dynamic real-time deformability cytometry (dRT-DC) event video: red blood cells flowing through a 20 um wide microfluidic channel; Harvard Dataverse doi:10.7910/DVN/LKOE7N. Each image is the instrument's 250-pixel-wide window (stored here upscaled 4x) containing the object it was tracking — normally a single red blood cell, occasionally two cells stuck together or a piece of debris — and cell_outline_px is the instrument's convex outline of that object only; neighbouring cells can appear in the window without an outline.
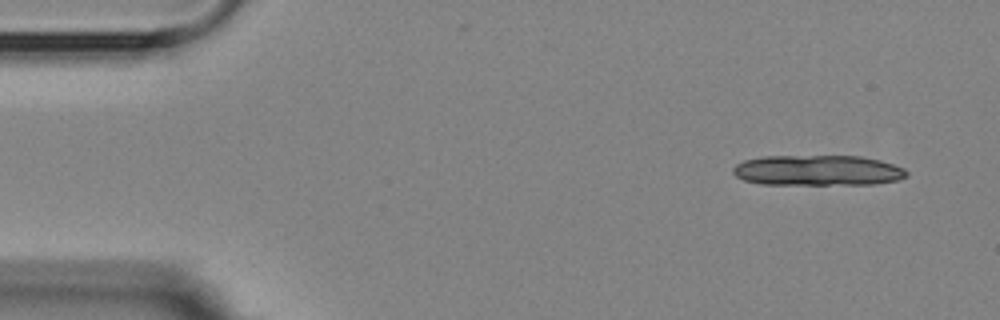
{"species": "Egyptian fruit bat (a non-hibernating species)", "species_latin": "Rousettus aegyptiacus", "temperature_condition": "room temperature", "stored_images_in_passage": 4, "camera_frame_rate_fps": 3000, "um_per_image_px": 0.085, "animal": {"sex": "female"}, "frame": {"image": 1, "passage_image": 1, "time_ms": 0.0, "image_size_px": [1000, 320], "cell_outline_px": [[908, 176], [900, 180], [872, 184], [760, 184], [744, 180], [736, 176], [732, 172], [732, 168], [736, 164], [744, 160], [764, 156], [860, 156], [880, 160], [904, 168], [908, 172]], "centroid_in_image_um": [69.51, 14.48], "position_along_channel_um": 15.5, "area_um2": 30.98}}